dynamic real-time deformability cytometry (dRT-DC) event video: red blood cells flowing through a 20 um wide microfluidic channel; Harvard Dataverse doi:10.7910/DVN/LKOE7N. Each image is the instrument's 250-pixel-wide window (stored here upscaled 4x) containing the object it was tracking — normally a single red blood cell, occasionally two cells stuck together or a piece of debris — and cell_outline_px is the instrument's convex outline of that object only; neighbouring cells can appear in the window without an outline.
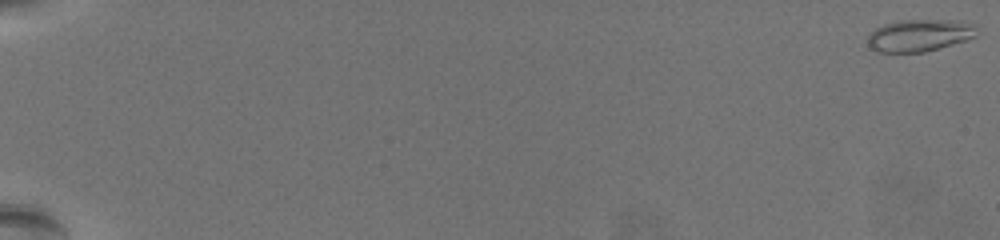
{"species": "common noctule bat (a hibernating species)", "species_latin": "Nyctalus noctula", "temperature_condition": "warm", "stored_images_in_passage": 15, "camera_frame_rate_fps": 3000, "um_per_image_px": 0.085, "animal": {"sex": "female", "body_mass_g": 19.5, "forearm_length_mm": 54.1}, "frame": {"image": 1, "passage_image": 1, "time_ms": 0.0, "image_size_px": [1000, 240], "cell_outline_px": [[976, 36], [964, 40], [924, 52], [876, 52], [868, 44], [868, 32], [884, 24], [900, 20], [964, 20], [976, 24]], "centroid_in_image_um": [78.15, 2.99], "position_along_channel_um": 6.9, "area_um2": 20.46}}